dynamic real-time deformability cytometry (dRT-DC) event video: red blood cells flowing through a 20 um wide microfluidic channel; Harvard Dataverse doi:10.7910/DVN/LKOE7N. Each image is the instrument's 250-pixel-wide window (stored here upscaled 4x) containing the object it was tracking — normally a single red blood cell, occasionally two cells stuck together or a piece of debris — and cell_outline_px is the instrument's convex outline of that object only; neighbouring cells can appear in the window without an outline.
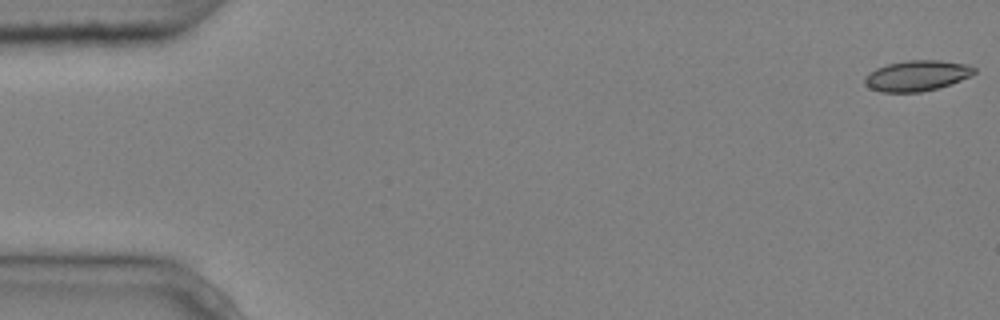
{"species": "common noctule bat (a hibernating species)", "species_latin": "Nyctalus noctula", "temperature_condition": "cold", "stored_images_in_passage": 5, "camera_frame_rate_fps": 3000, "um_per_image_px": 0.085, "animal": {"sex": "male", "body_mass_g": 20.4}, "frame": {"image": 1, "passage_image": 1, "time_ms": 0.0, "image_size_px": [1000, 320], "cell_outline_px": [[976, 72], [960, 80], [936, 88], [920, 92], [880, 92], [864, 84], [864, 80], [876, 68], [888, 64], [908, 60], [940, 60], [968, 64], [976, 68]], "centroid_in_image_um": [77.95, 6.42], "position_along_channel_um": 7.0, "area_um2": 19.19}}
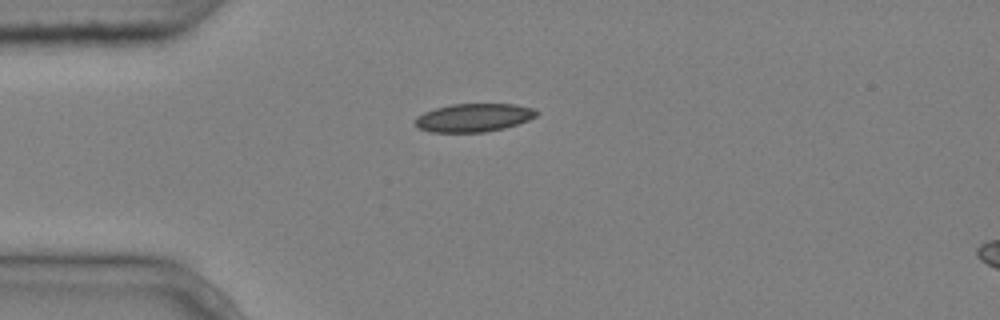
{"frame": {"image": 2, "passage_image": 4, "time_ms": 1.0, "image_size_px": [1000, 320], "cell_outline_px": [[540, 112], [536, 116], [528, 120], [504, 128], [484, 132], [428, 132], [420, 128], [416, 124], [416, 116], [424, 112], [436, 108], [452, 104], [516, 104], [532, 108]], "centroid_in_image_um": [40.27, 10.0], "position_along_channel_um": 44.7, "area_um2": 19.88}}
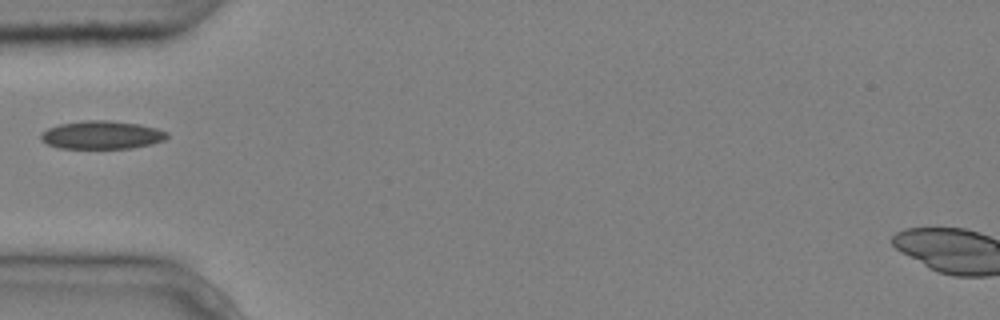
{"frame": {"image": 3, "passage_image": 5, "time_ms": 1.333, "image_size_px": [1000, 320], "cell_outline_px": [[168, 136], [164, 140], [152, 144], [132, 148], [56, 148], [40, 140], [40, 132], [48, 128], [60, 124], [84, 120], [108, 120], [140, 124], [156, 128], [168, 132]], "centroid_in_image_um": [8.63, 11.47], "position_along_channel_um": 76.4, "area_um2": 20.87}}